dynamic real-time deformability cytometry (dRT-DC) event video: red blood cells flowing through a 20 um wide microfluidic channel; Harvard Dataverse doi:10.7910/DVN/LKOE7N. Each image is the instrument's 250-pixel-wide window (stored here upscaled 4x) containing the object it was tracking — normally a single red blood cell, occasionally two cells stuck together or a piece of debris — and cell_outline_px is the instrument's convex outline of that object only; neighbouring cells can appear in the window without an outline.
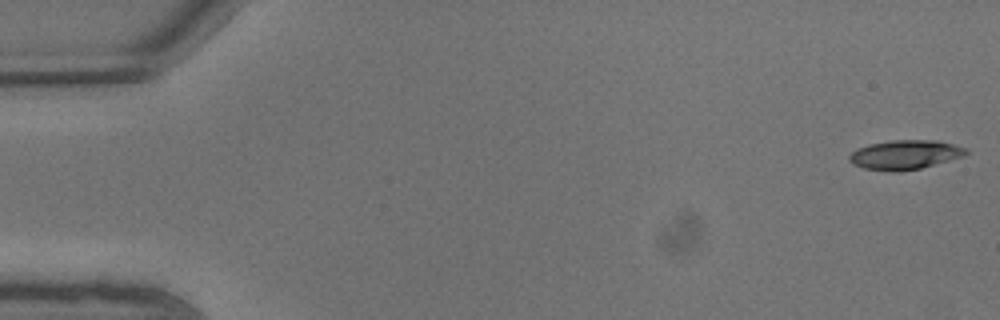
{"species": "common noctule bat (a hibernating species)", "species_latin": "Nyctalus noctula", "temperature_condition": "warm", "stored_images_in_passage": 9, "camera_frame_rate_fps": 3000, "um_per_image_px": 0.085, "animal": {"sex": "male", "body_mass_g": 13.3}, "frame": {"image": 1, "passage_image": 1, "time_ms": 0.0, "image_size_px": [1000, 320], "cell_outline_px": [[968, 152], [964, 156], [920, 168], [864, 168], [848, 160], [848, 156], [852, 152], [868, 144], [892, 140], [936, 140], [952, 144], [964, 148]], "centroid_in_image_um": [76.96, 13.09], "position_along_channel_um": 8.0, "area_um2": 18.79}}
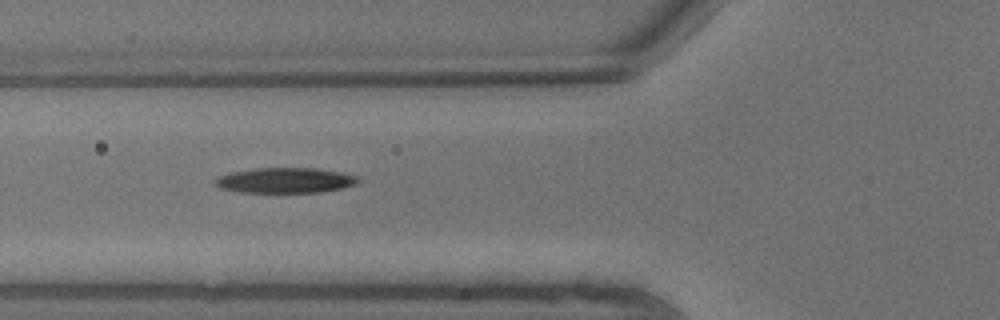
{"frame": {"image": 2, "passage_image": 8, "time_ms": 2.333, "image_size_px": [1000, 320], "cell_outline_px": [[360, 180], [356, 184], [340, 188], [320, 192], [240, 192], [220, 188], [212, 184], [212, 180], [228, 172], [256, 168], [316, 168], [340, 172], [356, 176]], "centroid_in_image_um": [24.17, 15.32], "position_along_channel_um": 101.6, "area_um2": 21.1}}
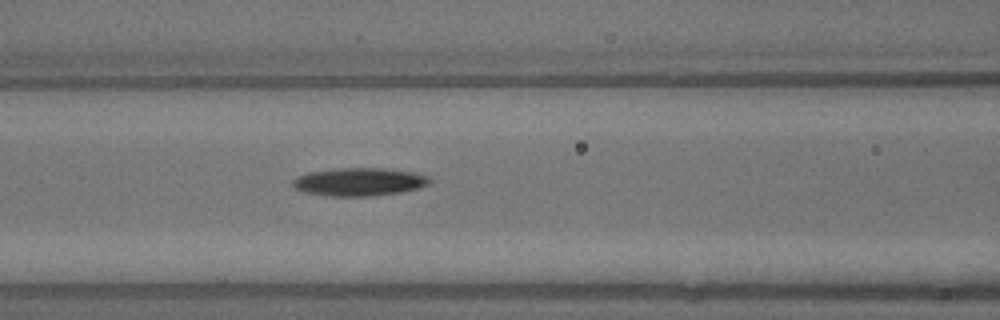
{"frame": {"image": 3, "passage_image": 9, "time_ms": 2.667, "image_size_px": [1000, 320], "cell_outline_px": [[432, 180], [428, 184], [420, 188], [400, 192], [368, 196], [324, 196], [304, 192], [296, 188], [292, 184], [292, 180], [296, 176], [308, 172], [340, 168], [384, 168], [412, 172], [428, 176]], "centroid_in_image_um": [30.51, 15.46], "position_along_channel_um": 136.1, "area_um2": 22.43}}